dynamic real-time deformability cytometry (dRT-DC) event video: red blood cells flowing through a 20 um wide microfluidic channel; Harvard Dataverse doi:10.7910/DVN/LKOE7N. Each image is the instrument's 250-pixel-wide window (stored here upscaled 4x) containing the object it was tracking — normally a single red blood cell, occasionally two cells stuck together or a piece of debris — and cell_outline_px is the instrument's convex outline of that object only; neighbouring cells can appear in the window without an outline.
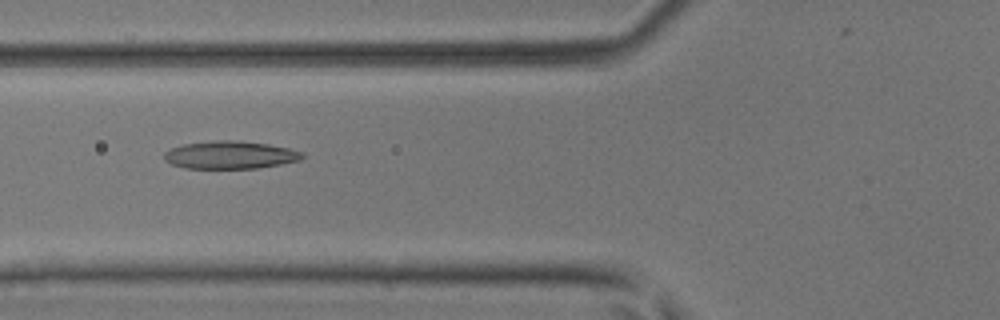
{"species": "common noctule bat (a hibernating species)", "species_latin": "Nyctalus noctula", "temperature_condition": "room temperature", "stored_images_in_passage": 35, "camera_frame_rate_fps": 3000, "um_per_image_px": 0.085, "animal": {"sex": "male", "body_mass_g": 17.9, "forearm_length_mm": 54.2}, "frame": {"image": 1, "passage_image": 6, "time_ms": 1.667, "image_size_px": [1000, 320], "cell_outline_px": [[304, 156], [300, 160], [280, 164], [256, 168], [184, 168], [172, 164], [164, 160], [164, 152], [172, 148], [184, 144], [216, 140], [232, 140], [268, 144], [288, 148], [304, 152]], "centroid_in_image_um": [19.56, 13.17], "position_along_channel_um": 106.2, "area_um2": 22.2}}
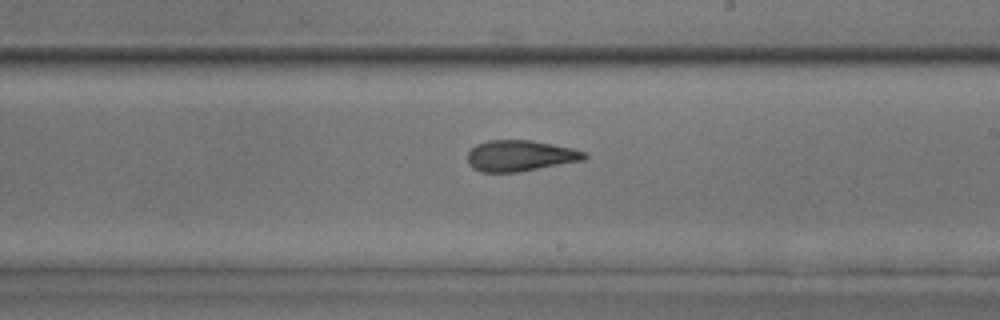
{"frame": {"image": 2, "passage_image": 16, "time_ms": 5.0, "image_size_px": [1000, 320], "cell_outline_px": [[588, 156], [584, 160], [520, 172], [480, 172], [472, 168], [468, 164], [468, 152], [476, 144], [488, 140], [532, 140], [572, 148], [584, 152]], "centroid_in_image_um": [44.19, 13.24], "position_along_channel_um": 244.8, "area_um2": 21.21}}
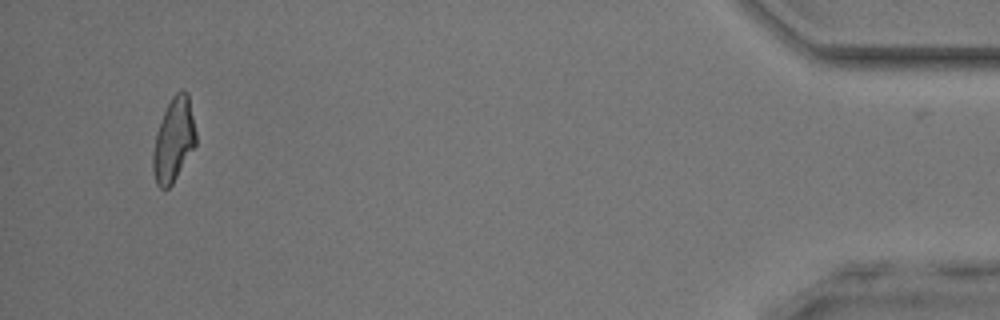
{"frame": {"image": 3, "passage_image": 34, "time_ms": 11.0, "image_size_px": [1000, 320], "cell_outline_px": [[196, 144], [172, 184], [168, 188], [160, 188], [156, 184], [152, 168], [152, 152], [156, 132], [164, 112], [172, 96], [176, 92], [184, 88], [188, 92], [196, 132]], "centroid_in_image_um": [14.75, 11.88], "position_along_channel_um": 420.4, "area_um2": 20.98}, "authors_computed_cell_mechanics": {"area_um2": 21.4438, "velocity_mm_per_s": 4.1656, "shape_relaxation_time_tau1_ms": 7.0049, "shape_relaxation_time_tau2_ms": 2.3174, "deformation_change_tau1": 0.193, "deformation_change_tau2": 0.1169}}